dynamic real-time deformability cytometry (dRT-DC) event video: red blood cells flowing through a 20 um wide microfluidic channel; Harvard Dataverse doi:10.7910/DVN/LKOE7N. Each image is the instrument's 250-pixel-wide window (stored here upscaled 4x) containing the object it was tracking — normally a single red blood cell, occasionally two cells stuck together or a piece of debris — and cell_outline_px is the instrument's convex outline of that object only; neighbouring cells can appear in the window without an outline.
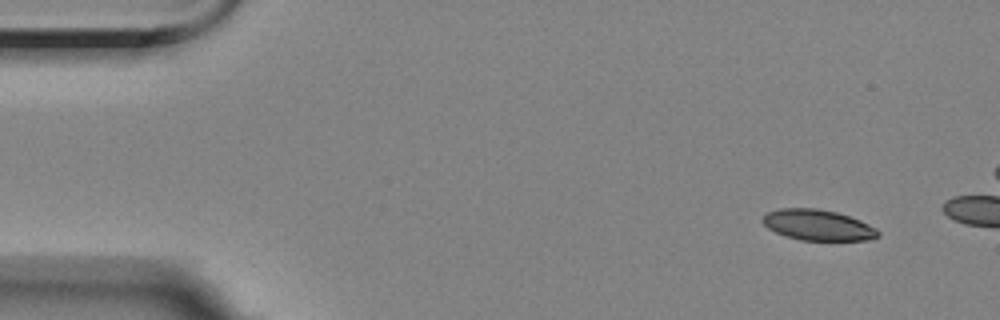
{"species": "Egyptian fruit bat (a non-hibernating species)", "species_latin": "Rousettus aegyptiacus", "temperature_condition": "room temperature", "stored_images_in_passage": 4, "camera_frame_rate_fps": 3000, "um_per_image_px": 0.085, "animal": {"sex": "female"}, "frame": {"image": 1, "passage_image": 1, "time_ms": 0.0, "image_size_px": [1000, 320], "cell_outline_px": [[880, 236], [868, 240], [800, 240], [776, 232], [768, 228], [760, 220], [768, 212], [780, 208], [816, 208], [836, 212], [860, 220], [876, 228], [880, 232]], "centroid_in_image_um": [69.53, 19.13], "position_along_channel_um": 15.5, "area_um2": 20.58}}